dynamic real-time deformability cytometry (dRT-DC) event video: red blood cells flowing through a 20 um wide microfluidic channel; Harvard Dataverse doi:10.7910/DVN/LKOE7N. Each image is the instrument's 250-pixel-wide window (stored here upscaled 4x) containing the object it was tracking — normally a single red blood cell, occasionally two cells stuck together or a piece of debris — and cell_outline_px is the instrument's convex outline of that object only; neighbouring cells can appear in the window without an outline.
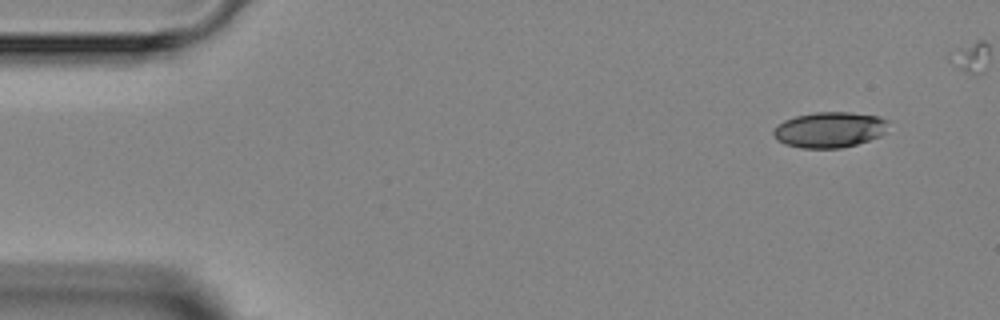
{"species": "Egyptian fruit bat (a non-hibernating species)", "species_latin": "Rousettus aegyptiacus", "temperature_condition": "room temperature", "stored_images_in_passage": 4, "camera_frame_rate_fps": 3000, "um_per_image_px": 0.085, "animal": {"sex": "female"}, "frame": {"image": 1, "passage_image": 1, "time_ms": 0.0, "image_size_px": [1000, 320], "cell_outline_px": [[888, 120], [884, 132], [880, 136], [856, 144], [840, 148], [800, 148], [784, 144], [776, 140], [772, 132], [784, 120], [796, 116], [816, 112], [848, 112], [880, 116]], "centroid_in_image_um": [70.5, 11.03], "position_along_channel_um": 14.5, "area_um2": 23.76}}
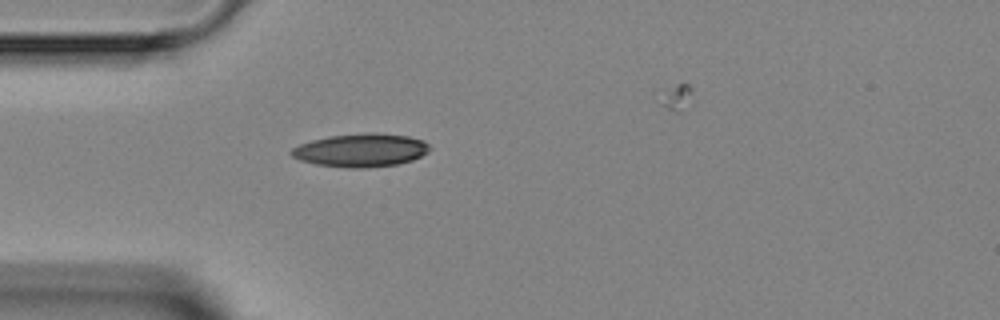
{"frame": {"image": 2, "passage_image": 4, "time_ms": 3.333, "image_size_px": [1000, 320], "cell_outline_px": [[432, 148], [428, 152], [412, 160], [396, 164], [364, 168], [348, 168], [316, 164], [300, 160], [292, 156], [288, 152], [292, 148], [300, 144], [312, 140], [328, 136], [368, 132], [376, 132], [408, 136], [424, 140]], "centroid_in_image_um": [30.68, 12.76], "position_along_channel_um": 54.3, "area_um2": 26.93}}